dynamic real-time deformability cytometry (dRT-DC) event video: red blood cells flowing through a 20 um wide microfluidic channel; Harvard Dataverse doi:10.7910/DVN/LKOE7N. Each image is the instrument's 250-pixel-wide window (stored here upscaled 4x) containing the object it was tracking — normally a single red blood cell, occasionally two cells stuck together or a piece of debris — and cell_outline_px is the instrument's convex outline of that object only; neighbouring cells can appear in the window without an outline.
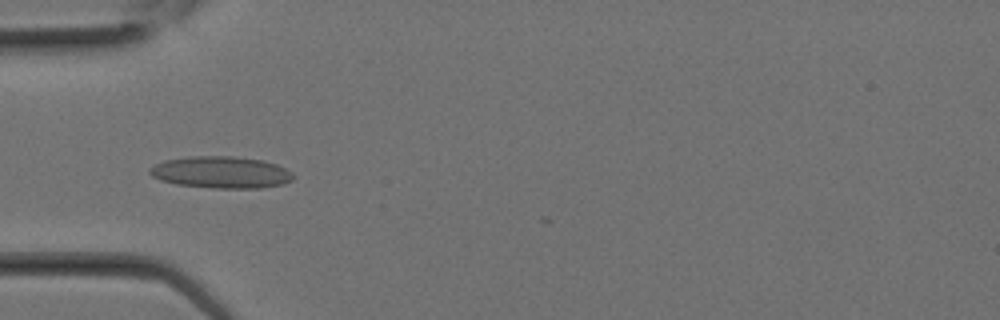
{"species": "Egyptian fruit bat (a non-hibernating species)", "species_latin": "Rousettus aegyptiacus", "temperature_condition": "room temperature", "stored_images_in_passage": 9, "camera_frame_rate_fps": 3000, "um_per_image_px": 0.085, "animal": {"sex": "female"}, "frame": {"image": 1, "passage_image": 1, "time_ms": 0.0, "image_size_px": [1000, 320], "cell_outline_px": [[296, 176], [292, 180], [284, 184], [260, 188], [212, 188], [176, 184], [160, 180], [152, 176], [148, 172], [148, 168], [164, 160], [188, 156], [232, 156], [264, 160], [276, 164], [292, 172]], "centroid_in_image_um": [18.79, 14.64], "position_along_channel_um": 66.2, "area_um2": 26.88}}
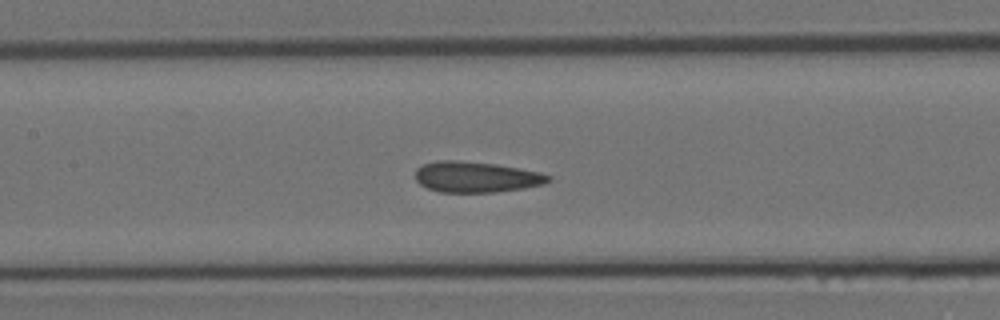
{"frame": {"image": 2, "passage_image": 5, "time_ms": 1.333, "image_size_px": [1000, 320], "cell_outline_px": [[552, 180], [544, 184], [524, 188], [496, 192], [440, 192], [428, 188], [420, 184], [416, 180], [416, 168], [424, 164], [436, 160], [460, 160], [496, 164], [520, 168], [540, 172], [552, 176]], "centroid_in_image_um": [40.5, 15.03], "position_along_channel_um": 166.9, "area_um2": 24.04}}
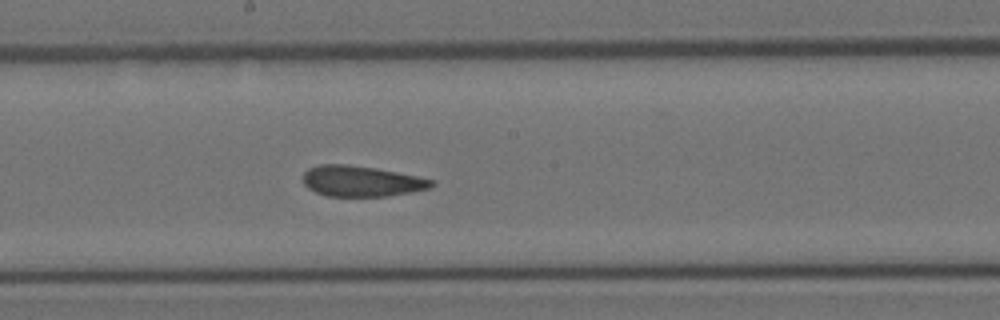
{"frame": {"image": 3, "passage_image": 7, "time_ms": 2.0, "image_size_px": [1000, 320], "cell_outline_px": [[436, 184], [432, 188], [412, 192], [388, 196], [328, 196], [316, 192], [308, 188], [304, 184], [304, 172], [308, 168], [320, 164], [348, 164], [376, 168], [436, 180]], "centroid_in_image_um": [30.76, 15.4], "position_along_channel_um": 217.4, "area_um2": 23.12}}